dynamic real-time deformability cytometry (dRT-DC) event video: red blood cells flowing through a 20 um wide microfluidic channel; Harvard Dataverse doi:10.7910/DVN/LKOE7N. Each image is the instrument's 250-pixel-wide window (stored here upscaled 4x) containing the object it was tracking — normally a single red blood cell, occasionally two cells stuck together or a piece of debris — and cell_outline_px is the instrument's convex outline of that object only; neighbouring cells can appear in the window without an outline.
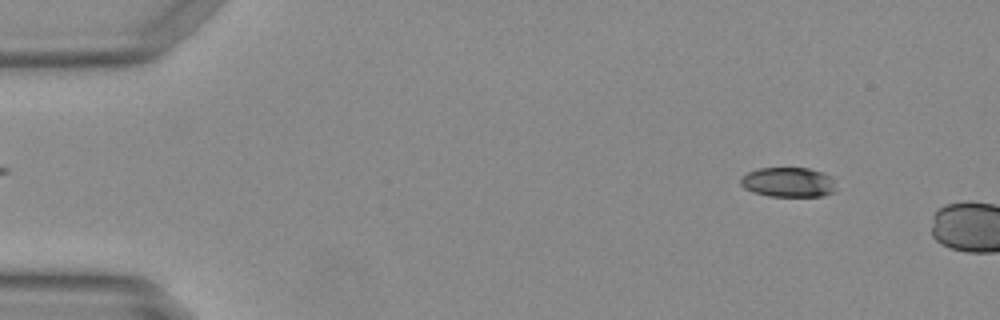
{"species": "Egyptian fruit bat (a non-hibernating species)", "species_latin": "Rousettus aegyptiacus", "temperature_condition": "warm", "stored_images_in_passage": 8, "camera_frame_rate_fps": 3000, "um_per_image_px": 0.085, "animal": {"sex": "female"}, "frame": {"image": 1, "passage_image": 5, "time_ms": 1.333, "image_size_px": [1000, 320], "cell_outline_px": [[832, 192], [824, 196], [768, 196], [752, 192], [744, 188], [740, 184], [740, 180], [748, 172], [760, 168], [808, 168], [832, 176]], "centroid_in_image_um": [66.95, 15.49], "position_along_channel_um": 18.0, "area_um2": 16.3}}